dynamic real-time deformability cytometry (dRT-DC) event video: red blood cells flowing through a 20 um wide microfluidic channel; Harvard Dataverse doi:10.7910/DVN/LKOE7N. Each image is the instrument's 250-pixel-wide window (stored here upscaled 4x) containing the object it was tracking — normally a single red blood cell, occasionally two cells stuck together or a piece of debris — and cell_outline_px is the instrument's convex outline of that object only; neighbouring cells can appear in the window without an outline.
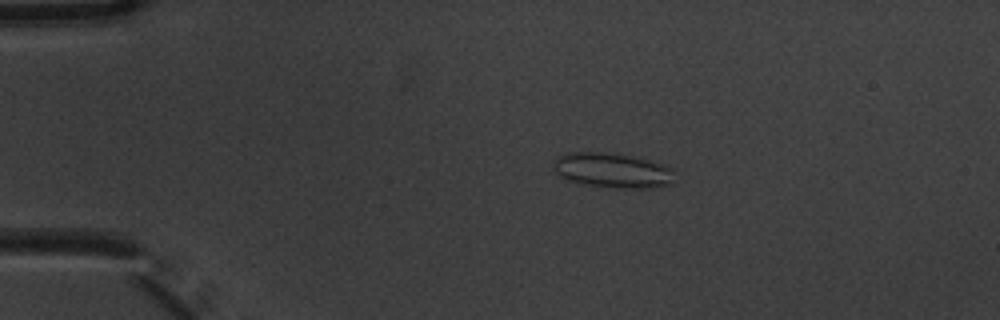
{"species": "common noctule bat (a hibernating species)", "species_latin": "Nyctalus noctula", "temperature_condition": "warm", "stored_images_in_passage": 10, "camera_frame_rate_fps": 3000, "um_per_image_px": 0.085, "animal": {"sex": "male", "body_mass_g": 20.1, "forearm_length_mm": 53.5}, "frame": {"image": 1, "passage_image": 4, "time_ms": 1.0, "image_size_px": [1000, 320], "cell_outline_px": [[672, 184], [648, 188], [612, 188], [580, 184], [564, 180], [552, 168], [556, 156], [568, 152], [612, 152], [632, 156], [648, 160], [672, 168]], "centroid_in_image_um": [51.97, 14.48], "position_along_channel_um": 33.0, "area_um2": 24.97}}
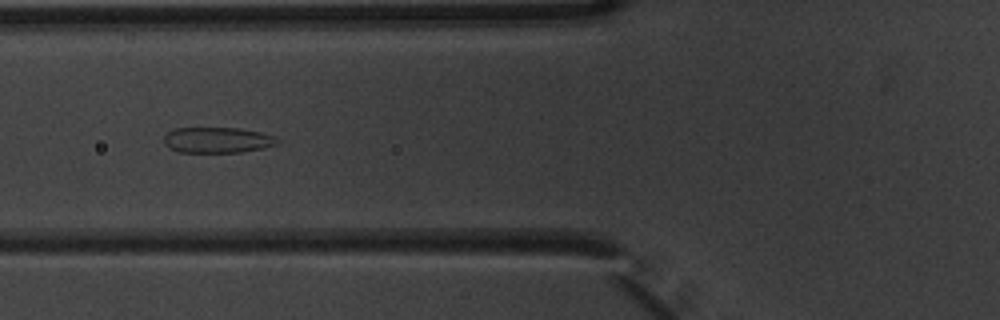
{"frame": {"image": 2, "passage_image": 7, "time_ms": 2.0, "image_size_px": [1000, 320], "cell_outline_px": [[280, 140], [276, 144], [264, 148], [240, 152], [180, 152], [168, 148], [164, 144], [164, 136], [168, 132], [176, 128], [240, 128], [260, 132], [276, 136]], "centroid_in_image_um": [18.49, 11.9], "position_along_channel_um": 107.3, "area_um2": 17.05}}
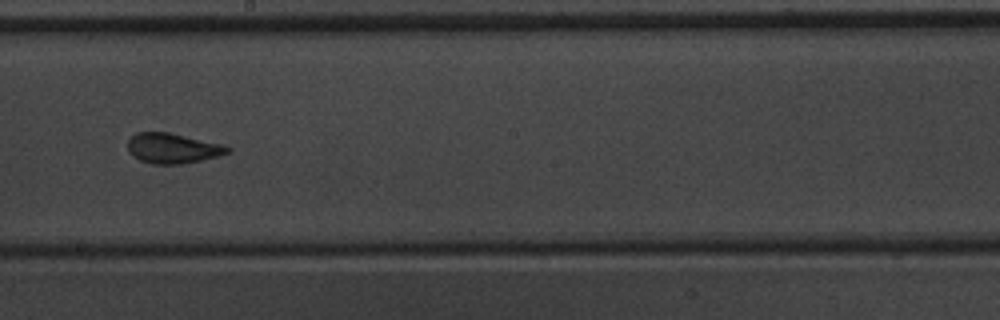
{"frame": {"image": 3, "passage_image": 10, "time_ms": 3.0, "image_size_px": [1000, 320], "cell_outline_px": [[232, 152], [200, 160], [180, 164], [152, 164], [140, 160], [132, 156], [128, 152], [128, 140], [136, 132], [168, 132], [224, 144], [232, 148]], "centroid_in_image_um": [14.68, 12.6], "position_along_channel_um": 233.5, "area_um2": 17.63}}